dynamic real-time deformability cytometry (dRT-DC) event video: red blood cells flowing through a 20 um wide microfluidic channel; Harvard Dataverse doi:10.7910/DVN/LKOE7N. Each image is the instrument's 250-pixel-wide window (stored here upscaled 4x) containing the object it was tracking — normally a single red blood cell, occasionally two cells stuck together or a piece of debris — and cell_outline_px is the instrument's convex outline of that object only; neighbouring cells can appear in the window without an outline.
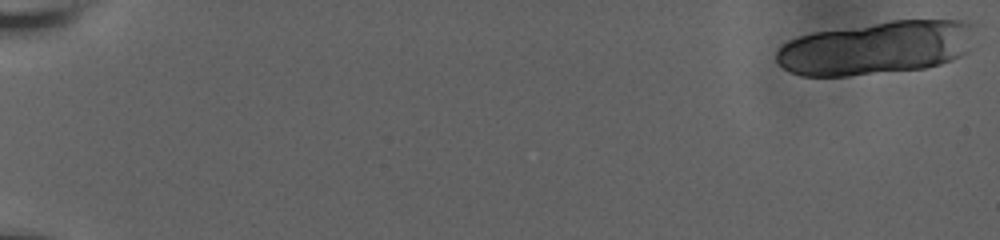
{"species": "human", "species_latin": "Homo sapiens", "temperature_condition": "room temperature", "stored_images_in_passage": 32, "camera_frame_rate_fps": 3000, "um_per_image_px": 0.085, "donor": {"sex": "male"}, "frame": {"image": 1, "passage_image": 1, "time_ms": 0.0, "image_size_px": [1000, 240], "cell_outline_px": [[972, 24], [968, 52], [952, 60], [940, 64], [924, 68], [848, 76], [800, 76], [784, 68], [776, 60], [776, 52], [788, 40], [800, 36], [816, 32], [892, 20], [964, 20]], "centroid_in_image_um": [74.47, 4.07], "position_along_channel_um": 10.5, "area_um2": 61.33}}
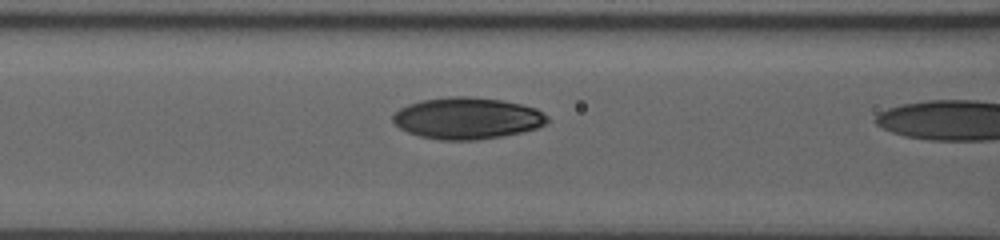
{"frame": {"image": 2, "passage_image": 31, "time_ms": 8.333, "image_size_px": [1000, 240], "cell_outline_px": [[548, 120], [544, 124], [536, 128], [524, 132], [504, 136], [476, 140], [440, 140], [420, 136], [408, 132], [400, 128], [392, 120], [392, 116], [400, 108], [408, 104], [420, 100], [448, 96], [468, 96], [500, 100], [520, 104], [536, 108], [548, 116]], "centroid_in_image_um": [39.7, 10.05], "position_along_channel_um": 126.9, "area_um2": 37.51}}